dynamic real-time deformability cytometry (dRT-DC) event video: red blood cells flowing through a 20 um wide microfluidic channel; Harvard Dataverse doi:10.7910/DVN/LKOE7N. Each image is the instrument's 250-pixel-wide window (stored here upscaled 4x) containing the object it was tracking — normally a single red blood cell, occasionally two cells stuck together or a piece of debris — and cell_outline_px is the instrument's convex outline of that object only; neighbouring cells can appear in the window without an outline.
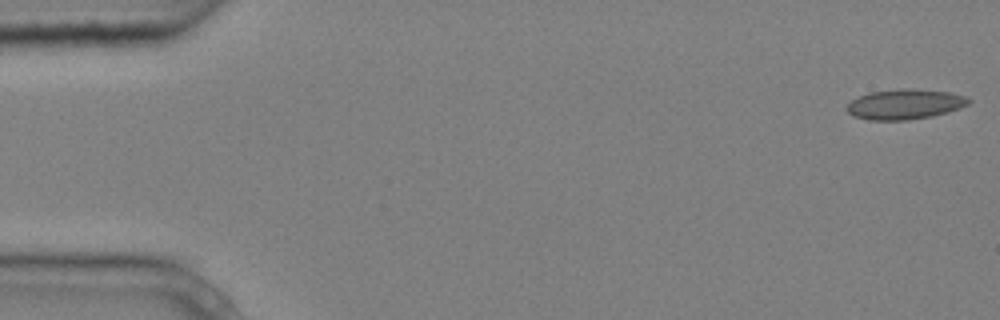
{"species": "common noctule bat (a hibernating species)", "species_latin": "Nyctalus noctula", "temperature_condition": "cold", "stored_images_in_passage": 5, "camera_frame_rate_fps": 3000, "um_per_image_px": 0.085, "animal": {"sex": "male", "body_mass_g": 20.4}, "frame": {"image": 1, "passage_image": 1, "time_ms": 0.0, "image_size_px": [1000, 320], "cell_outline_px": [[972, 100], [968, 104], [960, 108], [948, 112], [932, 116], [908, 120], [868, 120], [852, 116], [844, 108], [852, 100], [860, 96], [872, 92], [900, 88], [908, 88], [948, 92], [964, 96]], "centroid_in_image_um": [76.89, 8.87], "position_along_channel_um": 8.1, "area_um2": 21.39}}
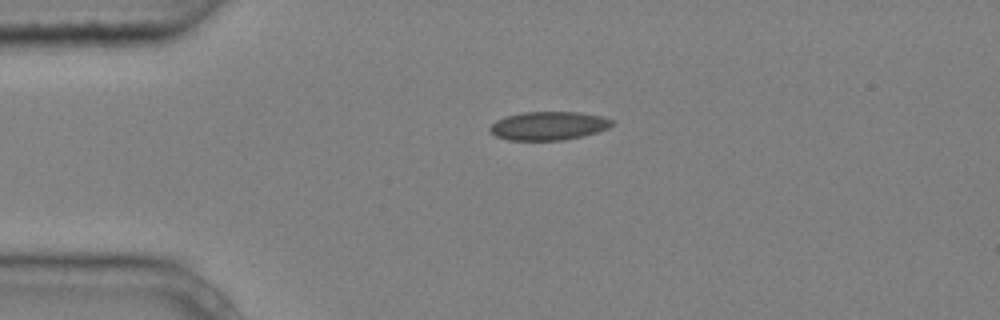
{"frame": {"image": 2, "passage_image": 4, "time_ms": 1.0, "image_size_px": [1000, 320], "cell_outline_px": [[612, 124], [608, 128], [596, 132], [564, 140], [508, 140], [496, 136], [488, 132], [488, 128], [496, 120], [508, 116], [524, 112], [580, 112], [604, 116], [612, 120]], "centroid_in_image_um": [46.6, 10.69], "position_along_channel_um": 38.4, "area_um2": 20.23}}